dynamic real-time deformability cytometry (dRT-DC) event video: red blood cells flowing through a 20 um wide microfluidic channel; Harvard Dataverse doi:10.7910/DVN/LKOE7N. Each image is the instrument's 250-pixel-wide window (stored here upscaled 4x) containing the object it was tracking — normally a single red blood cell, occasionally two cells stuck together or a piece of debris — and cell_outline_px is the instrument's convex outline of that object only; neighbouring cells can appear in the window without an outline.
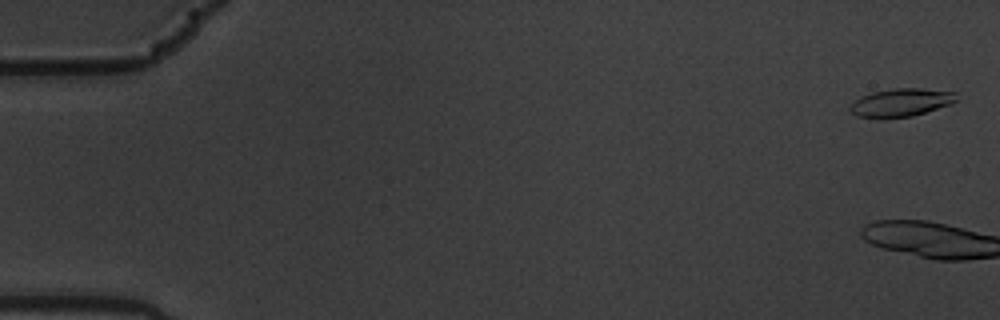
{"species": "common noctule bat (a hibernating species)", "species_latin": "Nyctalus noctula", "temperature_condition": "warm", "stored_images_in_passage": 4, "camera_frame_rate_fps": 3000, "um_per_image_px": 0.085, "animal": {"sex": "male", "body_mass_g": 19.5, "forearm_length_mm": 54.6}, "frame": {"image": 1, "passage_image": 1, "time_ms": 0.0, "image_size_px": [1000, 320], "cell_outline_px": [[956, 100], [952, 104], [912, 116], [884, 120], [856, 116], [848, 108], [860, 96], [872, 92], [896, 88], [920, 88], [956, 92]], "centroid_in_image_um": [76.56, 8.74], "position_along_channel_um": 8.4, "area_um2": 17.69}}